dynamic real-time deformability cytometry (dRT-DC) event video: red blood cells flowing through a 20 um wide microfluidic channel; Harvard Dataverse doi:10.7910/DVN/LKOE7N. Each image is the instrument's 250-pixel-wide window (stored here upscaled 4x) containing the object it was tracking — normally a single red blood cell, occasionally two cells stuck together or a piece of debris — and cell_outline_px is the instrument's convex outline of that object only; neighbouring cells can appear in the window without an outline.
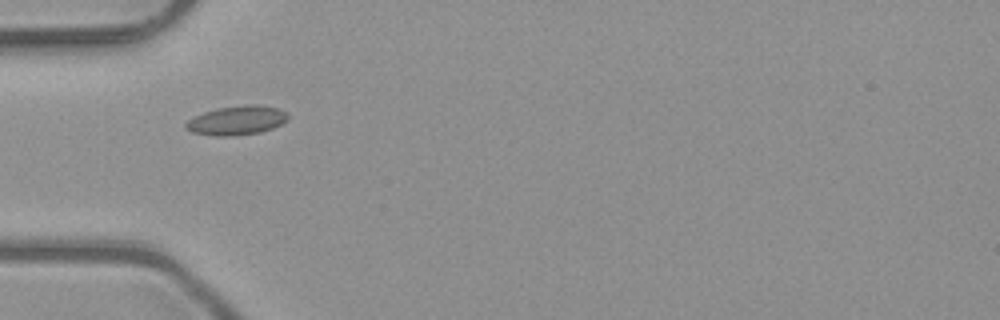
{"species": "common noctule bat (a hibernating species)", "species_latin": "Nyctalus noctula", "temperature_condition": "room temperature", "stored_images_in_passage": 2, "camera_frame_rate_fps": 3000, "um_per_image_px": 0.085, "animal": {"sex": "male", "body_mass_g": 23.1, "forearm_length_mm": 52.7}, "frame": {"image": 1, "passage_image": 1, "time_ms": 0.0, "image_size_px": [1000, 320], "cell_outline_px": [[288, 120], [272, 128], [260, 132], [232, 136], [216, 136], [192, 132], [184, 128], [184, 124], [192, 116], [216, 108], [248, 104], [256, 104], [280, 108], [288, 112]], "centroid_in_image_um": [20.12, 10.22], "position_along_channel_um": 64.9, "area_um2": 17.57}}
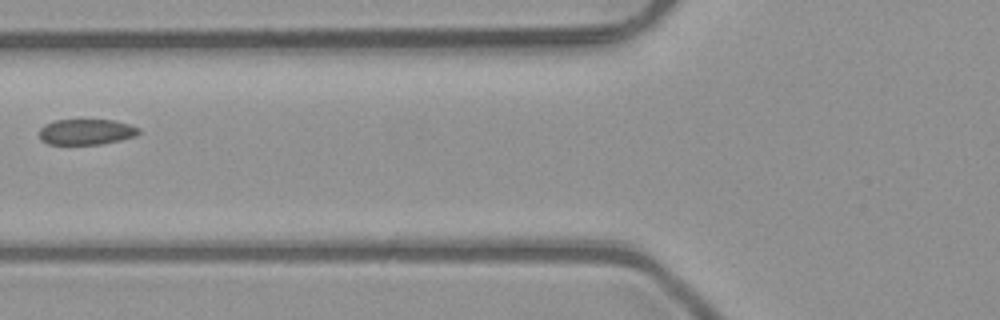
{"frame": {"image": 2, "passage_image": 2, "time_ms": 0.333, "image_size_px": [1000, 320], "cell_outline_px": [[140, 132], [136, 136], [120, 140], [100, 144], [48, 144], [40, 140], [40, 128], [44, 124], [56, 120], [116, 120], [140, 128]], "centroid_in_image_um": [7.33, 11.21], "position_along_channel_um": 118.5, "area_um2": 14.91}}